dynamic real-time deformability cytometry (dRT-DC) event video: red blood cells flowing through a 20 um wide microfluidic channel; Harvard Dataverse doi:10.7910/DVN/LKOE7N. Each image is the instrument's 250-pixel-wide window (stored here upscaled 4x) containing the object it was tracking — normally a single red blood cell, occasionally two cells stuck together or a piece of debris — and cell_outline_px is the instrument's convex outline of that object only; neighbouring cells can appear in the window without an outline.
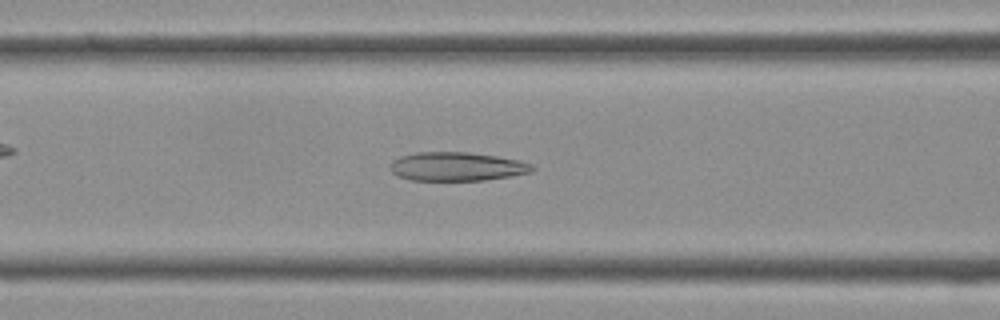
{"species": "Egyptian fruit bat (a non-hibernating species)", "species_latin": "Rousettus aegyptiacus", "temperature_condition": "cold", "stored_images_in_passage": 31, "camera_frame_rate_fps": 3000, "um_per_image_px": 0.085, "frame": {"image": 1, "passage_image": 7, "time_ms": 2.0, "image_size_px": [1000, 320], "cell_outline_px": [[536, 168], [532, 172], [512, 176], [484, 180], [412, 180], [400, 176], [392, 172], [388, 168], [388, 164], [392, 160], [400, 156], [416, 152], [468, 152], [496, 156], [520, 160], [532, 164]], "centroid_in_image_um": [38.83, 14.15], "position_along_channel_um": 127.8, "area_um2": 23.99}}
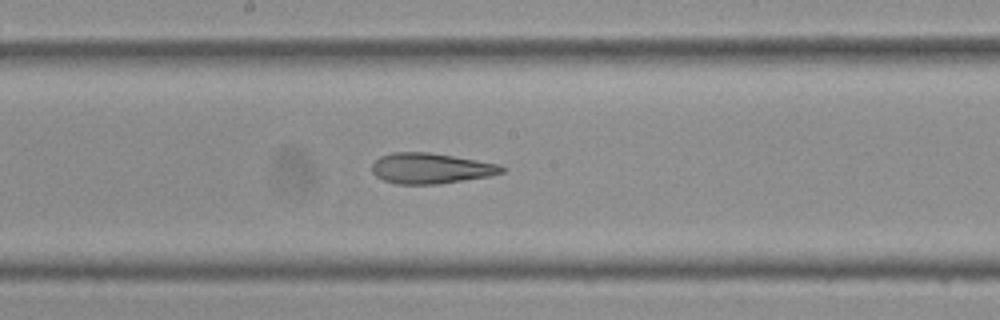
{"frame": {"image": 2, "passage_image": 12, "time_ms": 3.667, "image_size_px": [1000, 320], "cell_outline_px": [[508, 168], [504, 172], [492, 176], [440, 184], [396, 184], [384, 180], [376, 176], [372, 172], [372, 164], [380, 156], [392, 152], [428, 152], [500, 164]], "centroid_in_image_um": [36.65, 14.31], "position_along_channel_um": 211.5, "area_um2": 23.29}}
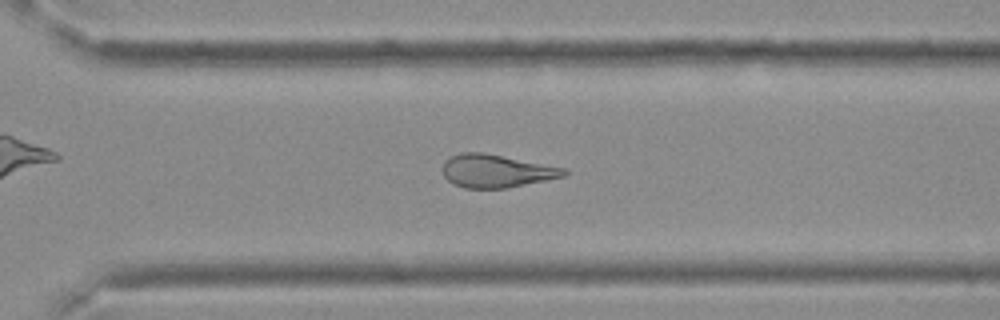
{"frame": {"image": 3, "passage_image": 19, "time_ms": 6.0, "image_size_px": [1000, 320], "cell_outline_px": [[568, 172], [564, 176], [508, 188], [464, 188], [452, 184], [444, 176], [444, 160], [460, 152], [484, 152], [568, 168]], "centroid_in_image_um": [42.2, 14.53], "position_along_channel_um": 328.4, "area_um2": 23.47}}